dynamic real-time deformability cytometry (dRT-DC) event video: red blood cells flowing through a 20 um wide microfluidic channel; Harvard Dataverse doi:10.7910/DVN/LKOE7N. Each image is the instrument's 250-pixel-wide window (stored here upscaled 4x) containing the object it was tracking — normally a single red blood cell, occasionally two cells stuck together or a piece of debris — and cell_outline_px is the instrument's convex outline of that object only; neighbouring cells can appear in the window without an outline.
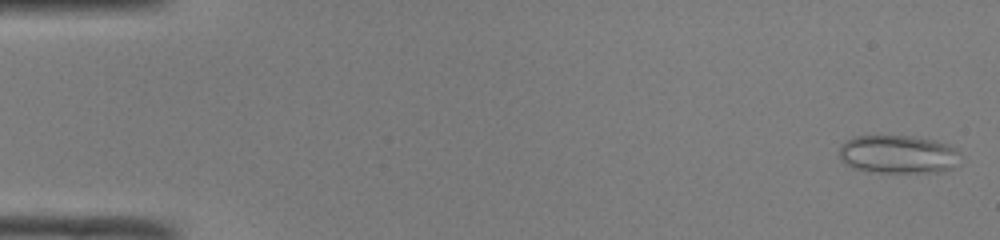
{"species": "common noctule bat (a hibernating species)", "species_latin": "Nyctalus noctula", "temperature_condition": "room temperature", "stored_images_in_passage": 50, "camera_frame_rate_fps": 3000, "um_per_image_px": 0.085, "animal": {"sex": "male", "body_mass_g": 19.0, "forearm_length_mm": 50.8}, "frame": {"image": 1, "passage_image": 2, "time_ms": 0.333, "image_size_px": [1000, 240], "cell_outline_px": [[960, 164], [952, 168], [940, 172], [880, 172], [852, 168], [844, 164], [840, 160], [840, 144], [844, 140], [852, 136], [912, 136], [936, 140], [956, 148], [960, 152]], "centroid_in_image_um": [76.35, 13.11], "position_along_channel_um": 8.7, "area_um2": 27.46}}
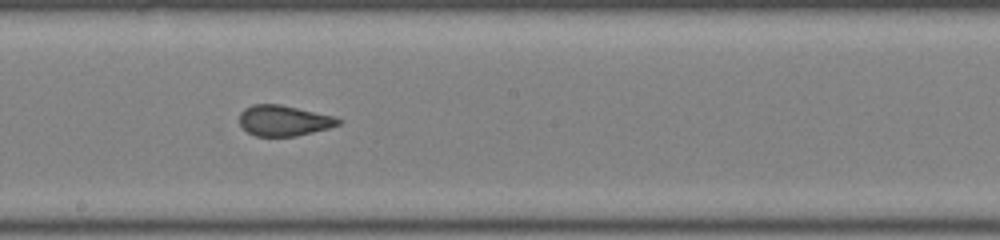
{"frame": {"image": 2, "passage_image": 28, "time_ms": 9.0, "image_size_px": [1000, 240], "cell_outline_px": [[344, 120], [340, 124], [328, 128], [296, 136], [256, 136], [248, 132], [240, 124], [240, 112], [244, 108], [252, 104], [280, 104], [332, 116]], "centroid_in_image_um": [24.11, 10.25], "position_along_channel_um": 224.1, "area_um2": 17.51}}
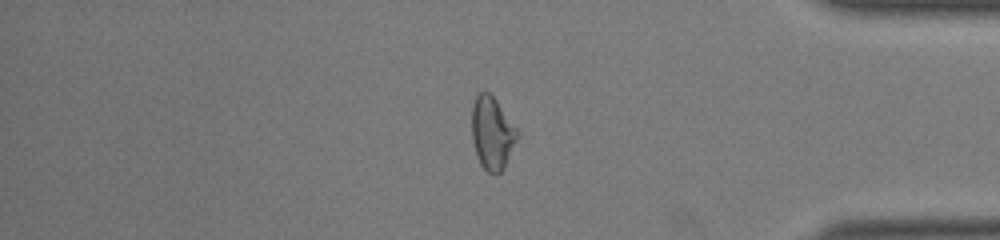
{"frame": {"image": 3, "passage_image": 42, "time_ms": 13.667, "image_size_px": [1000, 240], "cell_outline_px": [[516, 140], [504, 168], [496, 176], [488, 172], [480, 164], [472, 140], [472, 104], [476, 96], [480, 92], [488, 92], [496, 100], [516, 128]], "centroid_in_image_um": [41.8, 11.33], "position_along_channel_um": 393.4, "area_um2": 18.9}, "authors_computed_cell_mechanics": {"area_um2": 19.2474, "velocity_mm_per_s": 4.1308, "shape_relaxation_time_tau1_ms": null, "shape_relaxation_time_tau2_ms": 0.7049, "deformation_change_tau1": null, "deformation_change_tau2": 0.056}}